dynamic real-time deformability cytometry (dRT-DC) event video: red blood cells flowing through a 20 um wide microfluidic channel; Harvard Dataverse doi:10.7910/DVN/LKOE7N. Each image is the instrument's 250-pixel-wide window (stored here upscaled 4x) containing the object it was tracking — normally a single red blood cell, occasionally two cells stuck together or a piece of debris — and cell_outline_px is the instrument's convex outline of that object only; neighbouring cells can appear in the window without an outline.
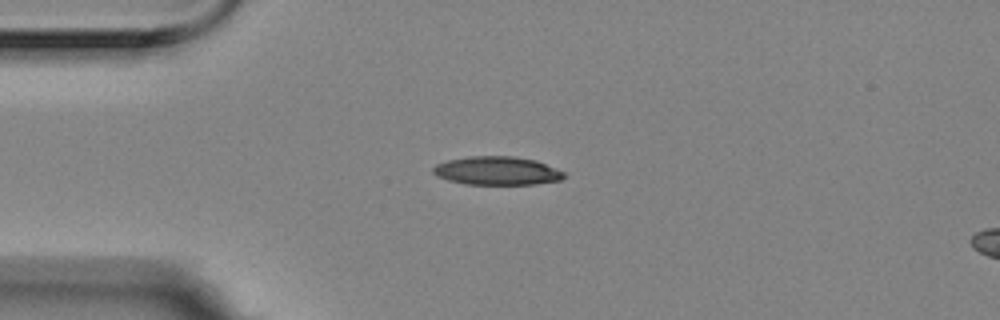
{"species": "Egyptian fruit bat (a non-hibernating species)", "species_latin": "Rousettus aegyptiacus", "temperature_condition": "room temperature", "stored_images_in_passage": 4, "camera_frame_rate_fps": 3000, "um_per_image_px": 0.085, "animal": {"sex": "female"}, "frame": {"image": 1, "passage_image": 3, "time_ms": 0.667, "image_size_px": [1000, 320], "cell_outline_px": [[564, 176], [560, 180], [536, 184], [464, 184], [448, 180], [436, 176], [432, 172], [432, 168], [436, 164], [448, 160], [468, 156], [516, 156], [536, 160], [564, 172]], "centroid_in_image_um": [42.21, 14.51], "position_along_channel_um": 42.8, "area_um2": 21.73}}